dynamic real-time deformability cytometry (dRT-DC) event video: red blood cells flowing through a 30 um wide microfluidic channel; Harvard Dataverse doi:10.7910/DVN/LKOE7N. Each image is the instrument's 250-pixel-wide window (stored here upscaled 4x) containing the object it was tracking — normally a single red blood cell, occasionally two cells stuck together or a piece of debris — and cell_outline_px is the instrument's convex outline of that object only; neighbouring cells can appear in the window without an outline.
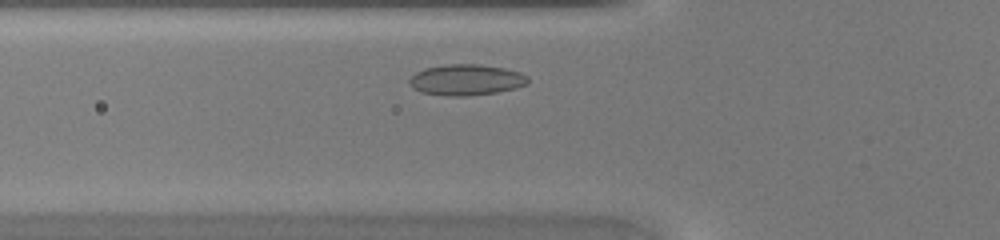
{"species": "common noctule bat (a hibernating species)", "species_latin": "Nyctalus noctula", "temperature_condition": "warm", "stored_images_in_passage": 23, "camera_frame_rate_fps": 3000, "um_per_image_px": 0.085, "animal": {"sex": "female", "body_mass_g": 20.0, "forearm_length_mm": 54.0}, "frame": {"image": 1, "passage_image": 2, "time_ms": 0.333, "image_size_px": [1000, 240], "cell_outline_px": [[528, 84], [516, 88], [496, 92], [468, 96], [444, 96], [420, 92], [412, 88], [408, 84], [408, 80], [416, 72], [424, 68], [444, 64], [480, 64], [504, 68], [520, 72], [528, 76]], "centroid_in_image_um": [39.6, 6.79], "position_along_channel_um": 86.2, "area_um2": 21.68}}
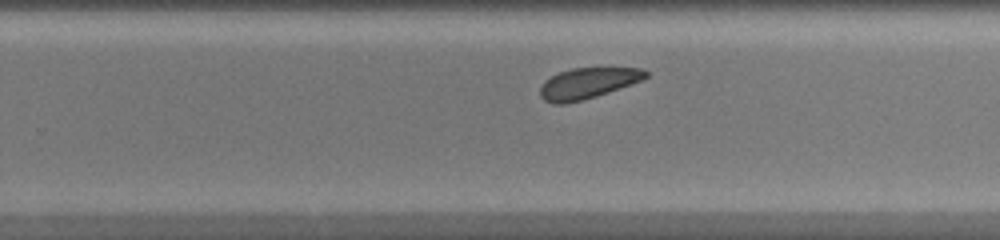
{"frame": {"image": 2, "passage_image": 15, "time_ms": 4.667, "image_size_px": [1000, 240], "cell_outline_px": [[648, 76], [640, 80], [596, 96], [564, 104], [552, 104], [544, 100], [540, 96], [540, 88], [544, 80], [560, 72], [572, 68], [644, 68], [648, 72]], "centroid_in_image_um": [49.91, 7.07], "position_along_channel_um": 279.9, "area_um2": 18.67}}
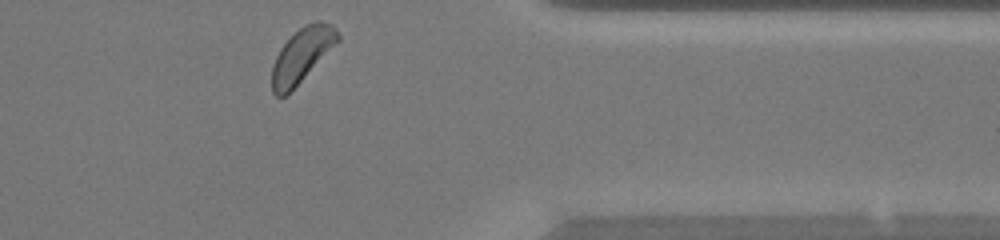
{"frame": {"image": 3, "passage_image": 23, "time_ms": 7.333, "image_size_px": [1000, 240], "cell_outline_px": [[340, 40], [284, 96], [276, 96], [272, 92], [272, 64], [280, 48], [304, 24], [316, 20], [320, 20], [332, 24], [336, 28], [340, 36]], "centroid_in_image_um": [25.67, 4.63], "position_along_channel_um": 385.7, "area_um2": 20.23}}